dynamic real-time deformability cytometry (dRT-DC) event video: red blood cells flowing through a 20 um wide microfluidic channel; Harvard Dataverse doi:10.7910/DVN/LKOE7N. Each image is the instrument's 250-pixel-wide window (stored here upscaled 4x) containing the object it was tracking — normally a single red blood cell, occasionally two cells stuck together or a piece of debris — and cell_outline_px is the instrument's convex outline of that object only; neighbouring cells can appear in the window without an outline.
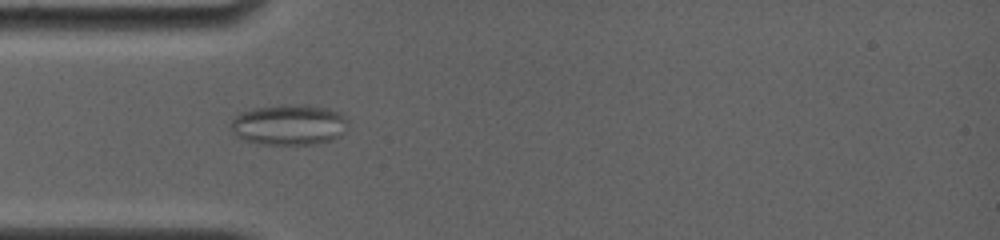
{"species": "common noctule bat (a hibernating species)", "species_latin": "Nyctalus noctula", "temperature_condition": "room temperature", "stored_images_in_passage": 38, "camera_frame_rate_fps": 4000, "um_per_image_px": 0.085, "animal": {"sex": "female", "body_mass_g": 19.0, "forearm_length_mm": 56.7}, "frame": {"image": 1, "passage_image": 14, "time_ms": 5.25, "image_size_px": [1000, 240], "cell_outline_px": [[348, 120], [344, 132], [340, 136], [332, 140], [312, 144], [260, 144], [244, 140], [236, 136], [228, 124], [236, 116], [252, 108], [280, 104], [304, 104], [328, 108], [340, 112]], "centroid_in_image_um": [24.57, 10.59], "position_along_channel_um": 60.4, "area_um2": 28.03}}
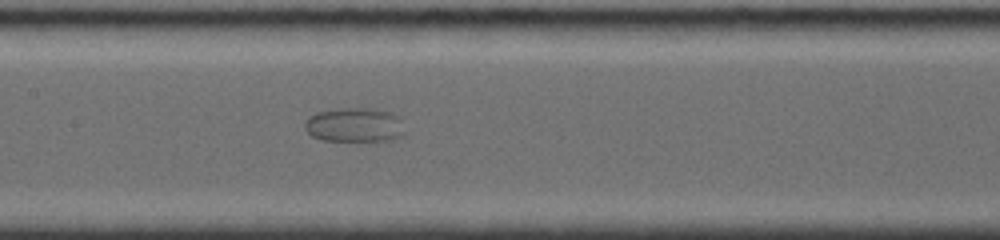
{"frame": {"image": 2, "passage_image": 20, "time_ms": 8.5, "image_size_px": [1000, 240], "cell_outline_px": [[404, 132], [396, 140], [320, 140], [312, 136], [304, 128], [304, 124], [308, 116], [316, 112], [340, 108], [376, 108], [392, 112], [400, 120]], "centroid_in_image_um": [30.11, 10.6], "position_along_channel_um": 177.3, "area_um2": 20.06}}
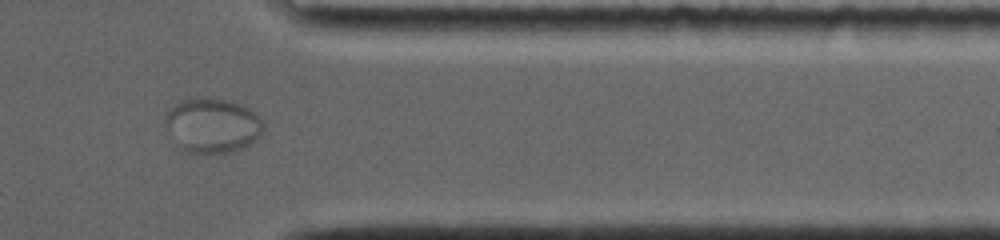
{"frame": {"image": 3, "passage_image": 32, "time_ms": 14.5, "image_size_px": [1000, 240], "cell_outline_px": [[264, 132], [256, 140], [236, 152], [188, 152], [184, 148], [164, 124], [164, 116], [176, 100], [196, 96], [208, 96], [232, 100], [248, 108], [264, 124]], "centroid_in_image_um": [18.07, 10.59], "position_along_channel_um": 393.3, "area_um2": 31.39}}